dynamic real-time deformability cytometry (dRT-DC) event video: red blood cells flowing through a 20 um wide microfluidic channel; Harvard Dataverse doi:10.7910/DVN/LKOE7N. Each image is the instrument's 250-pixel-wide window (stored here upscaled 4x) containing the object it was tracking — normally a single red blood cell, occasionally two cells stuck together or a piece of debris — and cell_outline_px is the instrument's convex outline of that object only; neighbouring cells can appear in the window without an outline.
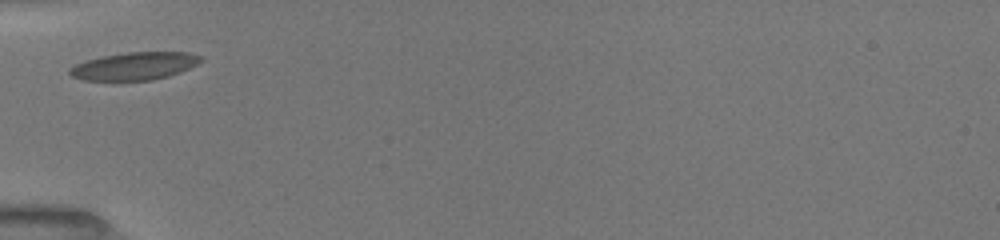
{"species": "common noctule bat (a hibernating species)", "species_latin": "Nyctalus noctula", "temperature_condition": "room temperature", "stored_images_in_passage": 3, "camera_frame_rate_fps": 3000, "um_per_image_px": 0.085, "animal": {"sex": "female", "body_mass_g": 19.5, "forearm_length_mm": 54.1}, "frame": {"image": 1, "passage_image": 1, "time_ms": 0.0, "image_size_px": [1000, 240], "cell_outline_px": [[204, 60], [180, 72], [168, 76], [152, 80], [84, 80], [72, 76], [68, 72], [68, 68], [84, 60], [104, 56], [128, 52], [188, 52], [200, 56]], "centroid_in_image_um": [11.41, 5.61], "position_along_channel_um": 73.6, "area_um2": 21.04}}
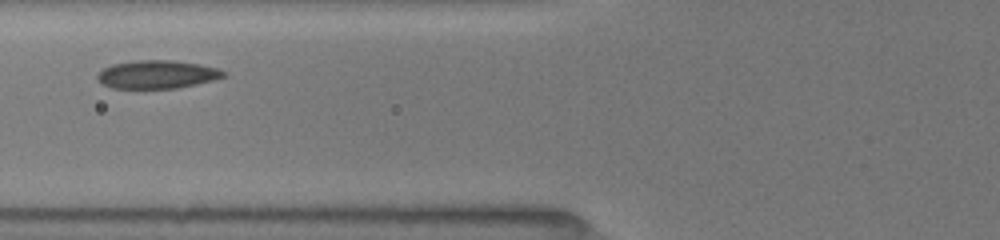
{"frame": {"image": 2, "passage_image": 2, "time_ms": 1.0, "image_size_px": [1000, 240], "cell_outline_px": [[224, 76], [212, 80], [196, 84], [176, 88], [112, 88], [104, 84], [96, 76], [104, 68], [112, 64], [132, 60], [172, 60], [200, 64], [216, 68], [224, 72]], "centroid_in_image_um": [13.33, 6.31], "position_along_channel_um": 112.5, "area_um2": 20.46}}